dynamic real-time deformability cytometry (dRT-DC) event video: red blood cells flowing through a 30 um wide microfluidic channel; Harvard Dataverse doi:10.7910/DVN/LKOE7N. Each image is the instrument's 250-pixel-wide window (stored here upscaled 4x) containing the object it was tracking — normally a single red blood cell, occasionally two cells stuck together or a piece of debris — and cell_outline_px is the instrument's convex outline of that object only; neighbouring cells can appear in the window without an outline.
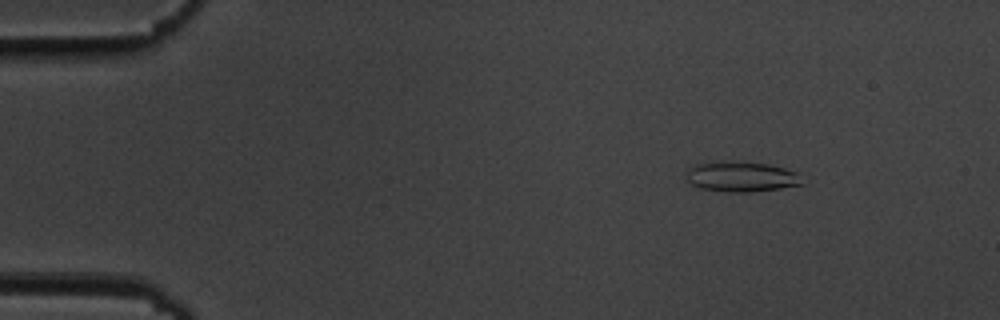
{"species": "common noctule bat (a hibernating species)", "species_latin": "Nyctalus noctula", "temperature_condition": "cold", "stored_images_in_passage": 55, "camera_frame_rate_fps": 3000, "um_per_image_px": 0.085, "animal": {"sex": "male", "body_mass_g": 19.5, "forearm_length_mm": 54.6}, "frame": {"image": 1, "passage_image": 7, "time_ms": 2.0, "image_size_px": [1000, 320], "cell_outline_px": [[804, 184], [780, 188], [752, 192], [728, 192], [700, 188], [692, 184], [688, 180], [688, 168], [696, 164], [768, 164], [784, 168], [796, 172]], "centroid_in_image_um": [63.06, 15.07], "position_along_channel_um": 21.9, "area_um2": 19.31}}
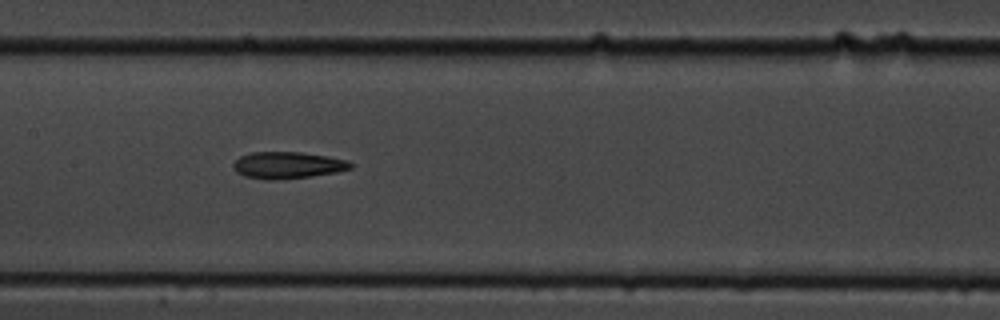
{"frame": {"image": 2, "passage_image": 27, "time_ms": 8.667, "image_size_px": [1000, 320], "cell_outline_px": [[352, 168], [336, 172], [312, 176], [276, 180], [268, 180], [244, 176], [236, 172], [232, 164], [240, 156], [252, 152], [300, 152], [328, 156], [348, 160], [352, 164]], "centroid_in_image_um": [24.44, 14.04], "position_along_channel_um": 183.0, "area_um2": 18.32}}
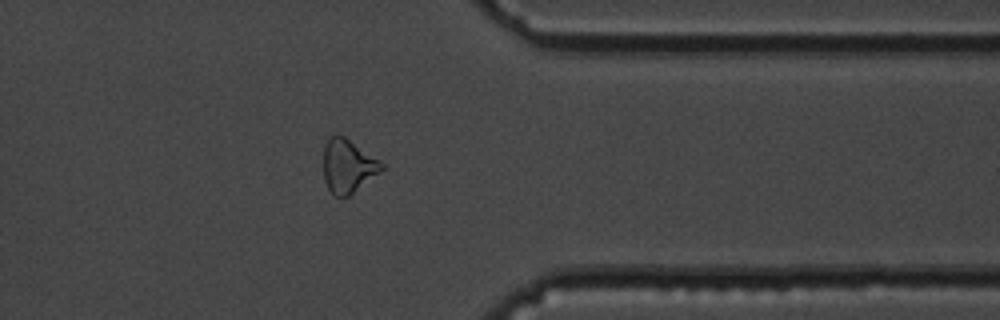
{"frame": {"image": 3, "passage_image": 44, "time_ms": 14.333, "image_size_px": [1000, 320], "cell_outline_px": [[384, 168], [380, 172], [348, 196], [332, 196], [324, 180], [324, 144], [336, 132], [344, 136], [380, 160], [384, 164]], "centroid_in_image_um": [29.56, 14.1], "position_along_channel_um": 381.8, "area_um2": 18.09}, "authors_computed_cell_mechanics": {"area_um2": 18.785, "velocity_mm_per_s": 3.6552, "shape_relaxation_time_tau1_ms": 8.1902, "shape_relaxation_time_tau2_ms": 10.6342, "deformation_change_tau1": 0.1586, "deformation_change_tau2": 0.253}}